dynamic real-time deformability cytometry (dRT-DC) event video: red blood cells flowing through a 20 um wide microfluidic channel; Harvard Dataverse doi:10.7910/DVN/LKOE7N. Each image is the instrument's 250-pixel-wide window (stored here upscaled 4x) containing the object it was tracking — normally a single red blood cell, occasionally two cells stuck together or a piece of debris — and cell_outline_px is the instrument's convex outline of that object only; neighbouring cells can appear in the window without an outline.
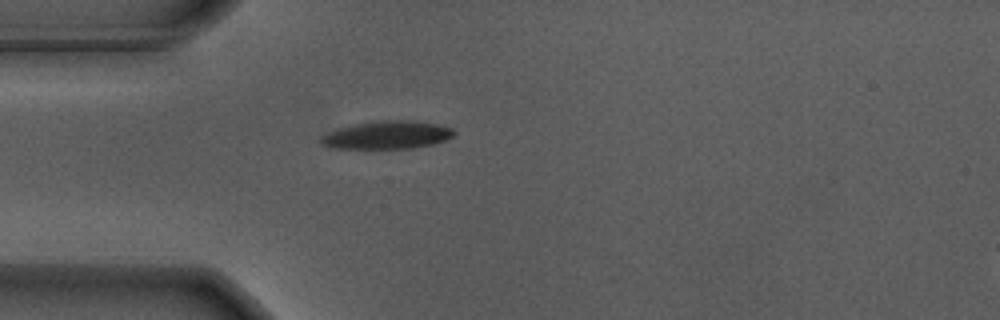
{"species": "Egyptian fruit bat (a non-hibernating species)", "species_latin": "Rousettus aegyptiacus", "temperature_condition": "warm", "stored_images_in_passage": 23, "camera_frame_rate_fps": 3000, "um_per_image_px": 0.085, "animal": {"sex": "male"}, "frame": {"image": 1, "passage_image": 1, "time_ms": 0.0, "image_size_px": [1000, 320], "cell_outline_px": [[456, 132], [452, 136], [444, 140], [432, 144], [412, 148], [332, 148], [324, 144], [320, 140], [320, 136], [340, 128], [352, 124], [384, 120], [408, 120], [436, 124], [452, 128]], "centroid_in_image_um": [32.91, 11.47], "position_along_channel_um": 52.1, "area_um2": 21.33}}
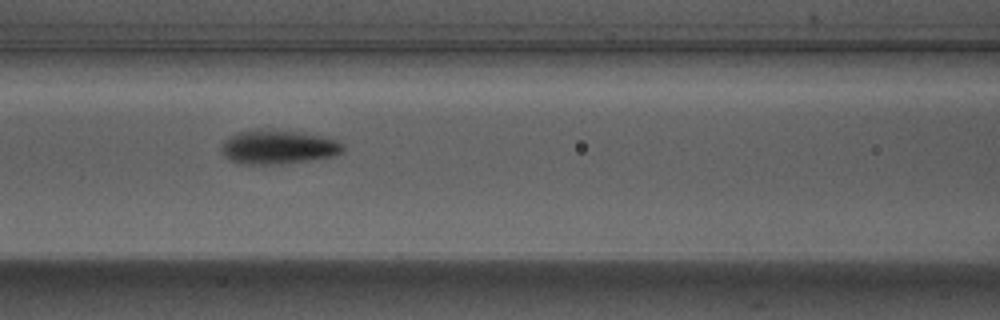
{"frame": {"image": 2, "passage_image": 9, "time_ms": 2.667, "image_size_px": [1000, 320], "cell_outline_px": [[344, 152], [332, 156], [308, 160], [276, 164], [248, 164], [232, 160], [224, 156], [224, 140], [240, 132], [260, 128], [304, 132], [324, 136], [336, 140], [344, 144]], "centroid_in_image_um": [23.72, 12.47], "position_along_channel_um": 142.9, "area_um2": 23.87}}
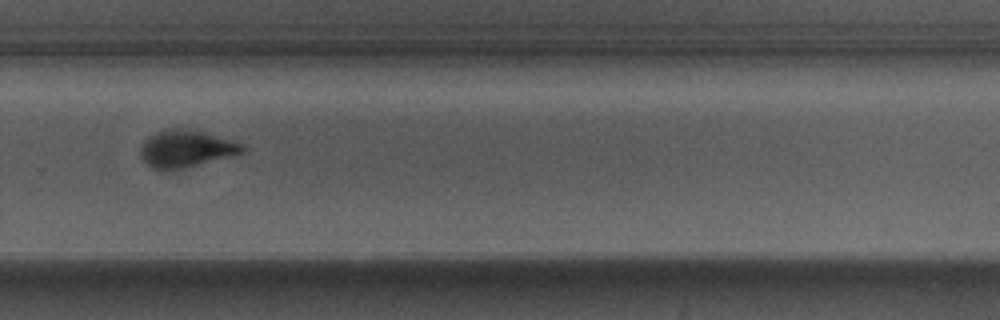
{"frame": {"image": 3, "passage_image": 23, "time_ms": 7.333, "image_size_px": [1000, 320], "cell_outline_px": [[244, 152], [232, 156], [184, 168], [152, 168], [140, 156], [140, 148], [144, 140], [148, 136], [164, 128], [180, 128], [204, 132], [232, 140], [244, 144]], "centroid_in_image_um": [15.81, 12.61], "position_along_channel_um": 314.0, "area_um2": 21.85}}